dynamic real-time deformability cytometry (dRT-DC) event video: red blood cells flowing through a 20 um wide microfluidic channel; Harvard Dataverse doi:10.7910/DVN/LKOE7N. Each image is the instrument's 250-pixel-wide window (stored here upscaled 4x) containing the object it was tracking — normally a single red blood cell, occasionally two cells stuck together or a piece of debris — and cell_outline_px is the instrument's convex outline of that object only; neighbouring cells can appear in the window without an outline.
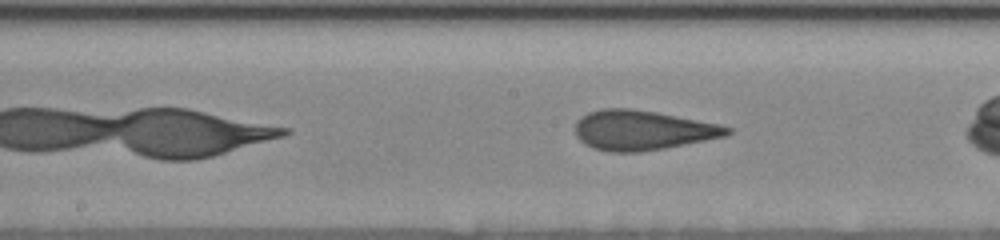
{"species": "human", "species_latin": "Homo sapiens", "temperature_condition": "cold", "stored_images_in_passage": 32, "camera_frame_rate_fps": 3000, "um_per_image_px": 0.085, "donor": {"sex": "female"}, "frame": {"image": 1, "passage_image": 14, "time_ms": 4.333, "image_size_px": [1000, 240], "cell_outline_px": [[732, 132], [724, 136], [664, 148], [640, 152], [608, 152], [592, 148], [584, 144], [576, 136], [576, 120], [580, 116], [588, 112], [604, 108], [632, 108], [656, 112], [720, 124], [732, 128]], "centroid_in_image_um": [54.56, 11.06], "position_along_channel_um": 193.6, "area_um2": 35.2}}